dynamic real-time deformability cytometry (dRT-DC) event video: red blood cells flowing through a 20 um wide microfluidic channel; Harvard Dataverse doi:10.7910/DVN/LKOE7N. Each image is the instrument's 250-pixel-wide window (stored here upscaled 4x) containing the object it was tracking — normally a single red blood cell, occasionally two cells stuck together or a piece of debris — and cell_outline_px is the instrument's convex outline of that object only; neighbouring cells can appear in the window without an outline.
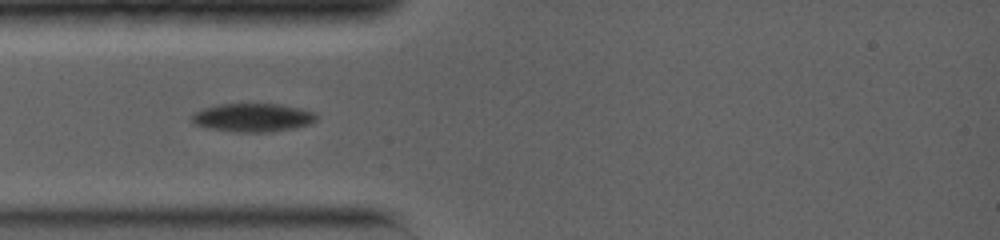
{"species": "common noctule bat (a hibernating species)", "species_latin": "Nyctalus noctula", "temperature_condition": "warm", "stored_images_in_passage": 2, "camera_frame_rate_fps": 5000, "um_per_image_px": 0.085, "animal": {"sex": "female", "body_mass_g": 19.0, "forearm_length_mm": 56.7}, "frame": {"image": 1, "passage_image": 1, "time_ms": 0.0, "image_size_px": [1000, 240], "cell_outline_px": [[316, 120], [312, 124], [296, 128], [268, 132], [240, 132], [208, 128], [196, 124], [192, 120], [192, 112], [216, 104], [280, 104], [300, 108], [316, 112]], "centroid_in_image_um": [21.52, 9.99], "position_along_channel_um": 63.5, "area_um2": 20.75}}